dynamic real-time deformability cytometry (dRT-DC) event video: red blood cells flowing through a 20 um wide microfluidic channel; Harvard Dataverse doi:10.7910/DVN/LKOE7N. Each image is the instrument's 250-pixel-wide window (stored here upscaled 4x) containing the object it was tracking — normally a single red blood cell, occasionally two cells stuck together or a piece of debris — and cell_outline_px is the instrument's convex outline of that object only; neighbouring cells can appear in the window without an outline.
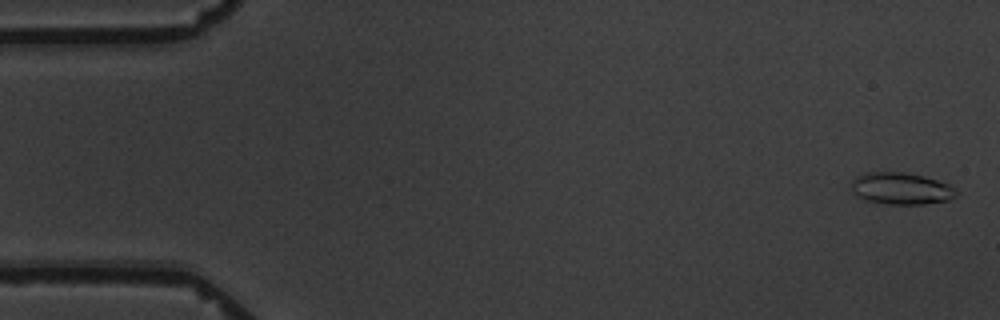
{"species": "common noctule bat (a hibernating species)", "species_latin": "Nyctalus noctula", "temperature_condition": "warm", "stored_images_in_passage": 15, "camera_frame_rate_fps": 3000, "um_per_image_px": 0.085, "animal": {"sex": "male", "body_mass_g": 19.5, "forearm_length_mm": 54.6}, "frame": {"image": 1, "passage_image": 1, "time_ms": 0.0, "image_size_px": [1000, 320], "cell_outline_px": [[960, 192], [956, 196], [948, 200], [924, 204], [888, 204], [864, 200], [856, 196], [848, 188], [852, 180], [856, 176], [864, 172], [904, 172], [924, 176], [952, 184]], "centroid_in_image_um": [76.58, 16.02], "position_along_channel_um": 8.4, "area_um2": 20.06}}
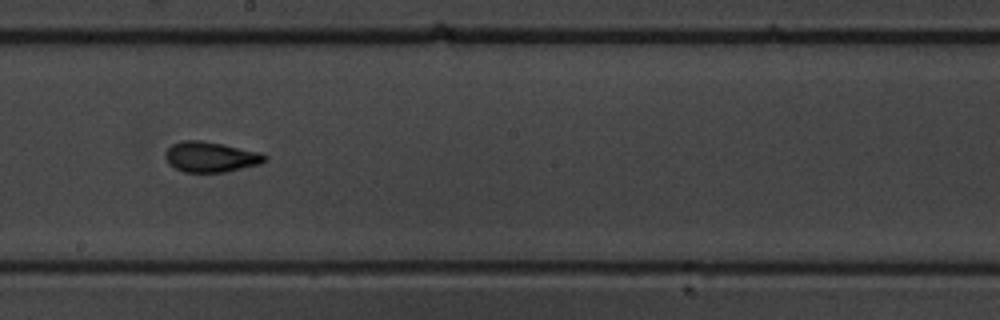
{"frame": {"image": 2, "passage_image": 9, "time_ms": 10.333, "image_size_px": [1000, 320], "cell_outline_px": [[268, 160], [260, 164], [224, 172], [184, 172], [168, 164], [164, 156], [164, 152], [172, 144], [180, 140], [200, 140], [224, 144], [260, 152], [268, 156]], "centroid_in_image_um": [17.9, 13.33], "position_along_channel_um": 230.3, "area_um2": 17.8}}
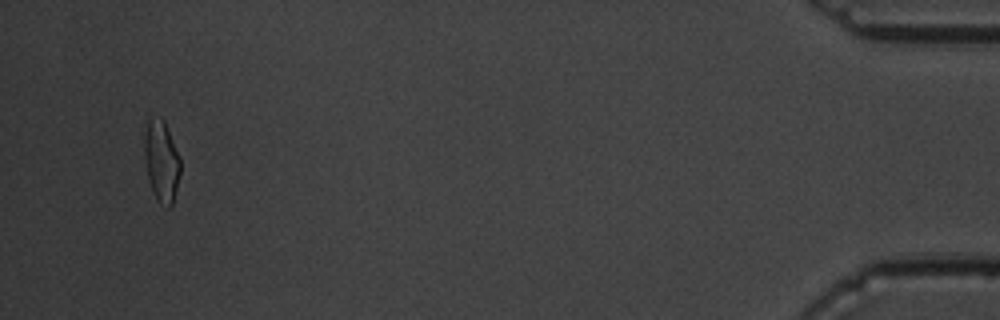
{"frame": {"image": 3, "passage_image": 15, "time_ms": 18.333, "image_size_px": [1000, 320], "cell_outline_px": [[180, 172], [172, 204], [168, 208], [160, 204], [156, 200], [148, 176], [144, 156], [144, 132], [148, 120], [152, 116], [160, 116], [164, 120], [180, 156]], "centroid_in_image_um": [13.72, 13.65], "position_along_channel_um": 421.5, "area_um2": 17.11}, "authors_computed_cell_mechanics": {"area_um2": 17.2244, "velocity_mm_per_s": 3.4209, "shape_relaxation_time_tau1_ms": 6.4372, "shape_relaxation_time_tau2_ms": 2.3003, "deformation_change_tau1": 0.1881, "deformation_change_tau2": 0.0974}}